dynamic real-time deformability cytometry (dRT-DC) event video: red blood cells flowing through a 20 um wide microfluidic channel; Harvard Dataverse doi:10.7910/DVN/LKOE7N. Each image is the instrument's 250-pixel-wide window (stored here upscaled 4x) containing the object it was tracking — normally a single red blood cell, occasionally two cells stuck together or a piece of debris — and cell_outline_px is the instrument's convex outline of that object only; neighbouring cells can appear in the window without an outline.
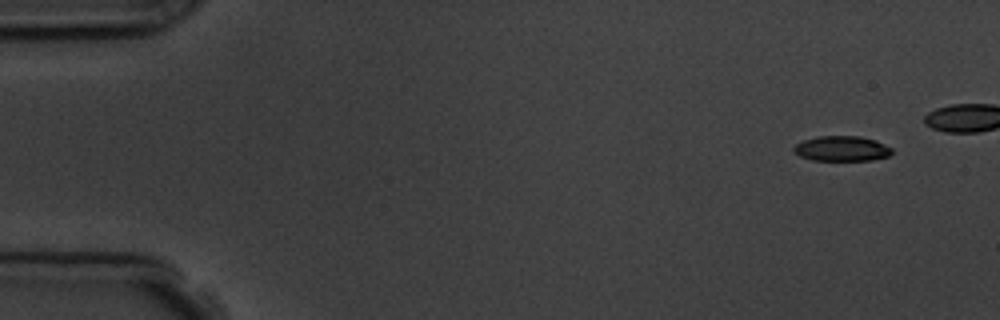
{"species": "common noctule bat (a hibernating species)", "species_latin": "Nyctalus noctula", "temperature_condition": "room temperature", "stored_images_in_passage": 6, "camera_frame_rate_fps": 3000, "um_per_image_px": 0.085, "animal": {"sex": "male", "body_mass_g": 19.5, "forearm_length_mm": 54.6}, "frame": {"image": 1, "passage_image": 1, "time_ms": 0.0, "image_size_px": [1000, 320], "cell_outline_px": [[892, 152], [888, 156], [872, 160], [812, 160], [800, 156], [792, 152], [792, 148], [796, 144], [804, 140], [816, 136], [860, 136], [876, 140], [892, 148]], "centroid_in_image_um": [71.53, 12.62], "position_along_channel_um": 13.5, "area_um2": 14.45}}